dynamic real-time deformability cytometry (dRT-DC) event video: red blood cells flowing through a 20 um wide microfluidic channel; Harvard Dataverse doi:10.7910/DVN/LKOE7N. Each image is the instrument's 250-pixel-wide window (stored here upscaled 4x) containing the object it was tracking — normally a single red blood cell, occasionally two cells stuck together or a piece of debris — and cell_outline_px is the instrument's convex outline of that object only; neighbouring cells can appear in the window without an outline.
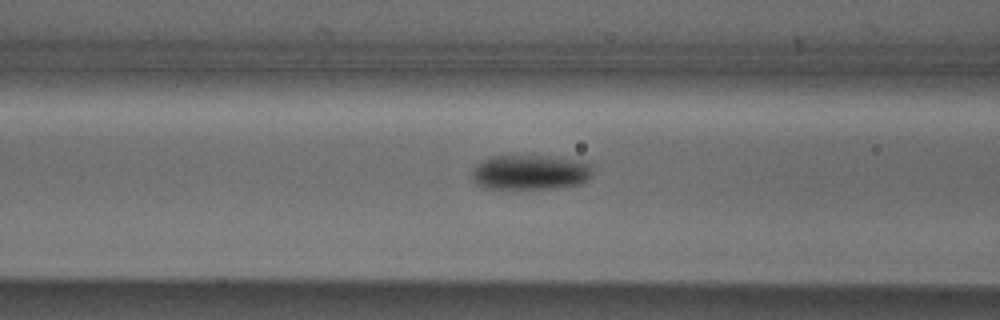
{"species": "Egyptian fruit bat (a non-hibernating species)", "species_latin": "Rousettus aegyptiacus", "temperature_condition": "cold", "stored_images_in_passage": 18, "camera_frame_rate_fps": 3000, "um_per_image_px": 0.085, "animal": {"sex": "male"}, "frame": {"image": 1, "passage_image": 6, "time_ms": 1.667, "image_size_px": [1000, 320], "cell_outline_px": [[592, 176], [588, 180], [580, 184], [556, 188], [484, 188], [476, 184], [472, 180], [472, 172], [476, 164], [492, 156], [548, 156], [580, 160], [592, 164]], "centroid_in_image_um": [45.1, 14.64], "position_along_channel_um": 121.5, "area_um2": 24.68}}
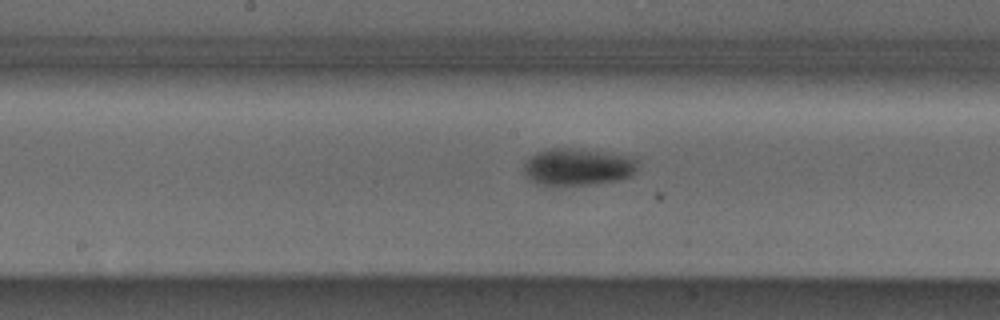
{"frame": {"image": 2, "passage_image": 12, "time_ms": 3.667, "image_size_px": [1000, 320], "cell_outline_px": [[636, 168], [632, 176], [620, 180], [588, 184], [536, 184], [528, 180], [524, 172], [524, 160], [536, 152], [552, 148], [568, 148], [628, 156], [636, 160]], "centroid_in_image_um": [49.04, 14.19], "position_along_channel_um": 199.2, "area_um2": 24.22}}
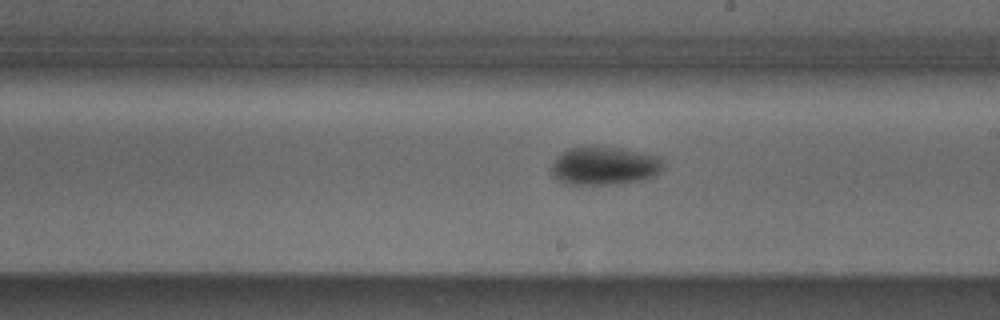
{"frame": {"image": 3, "passage_image": 15, "time_ms": 4.667, "image_size_px": [1000, 320], "cell_outline_px": [[664, 168], [660, 172], [652, 176], [624, 184], [564, 184], [556, 180], [552, 176], [552, 160], [568, 148], [588, 144], [596, 144], [620, 148], [660, 156], [664, 160]], "centroid_in_image_um": [51.35, 14.06], "position_along_channel_um": 237.7, "area_um2": 25.78}}